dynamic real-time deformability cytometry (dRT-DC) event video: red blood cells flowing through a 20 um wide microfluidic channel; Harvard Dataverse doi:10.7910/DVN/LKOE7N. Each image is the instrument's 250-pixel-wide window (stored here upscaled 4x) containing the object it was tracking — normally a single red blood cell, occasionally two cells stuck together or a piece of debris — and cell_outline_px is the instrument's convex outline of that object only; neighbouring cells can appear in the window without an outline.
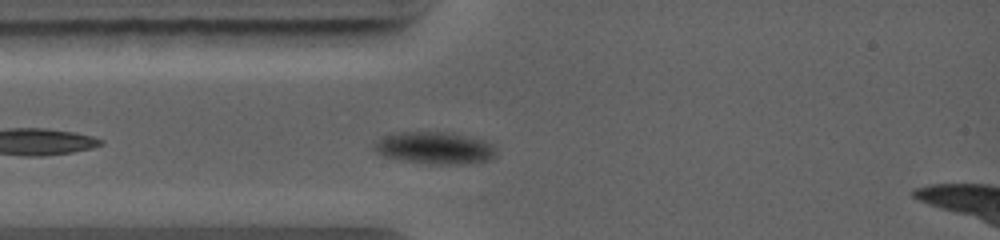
{"species": "common noctule bat (a hibernating species)", "species_latin": "Nyctalus noctula", "temperature_condition": "warm", "stored_images_in_passage": 12, "camera_frame_rate_fps": 5000, "um_per_image_px": 0.085, "animal": {"sex": "female", "body_mass_g": 19.0, "forearm_length_mm": 56.7}, "frame": {"image": 1, "passage_image": 4, "time_ms": 0.6, "image_size_px": [1000, 240], "cell_outline_px": [[496, 156], [488, 160], [468, 164], [436, 164], [408, 160], [384, 156], [376, 152], [372, 148], [372, 144], [396, 132], [452, 132], [484, 140], [492, 144], [496, 148]], "centroid_in_image_um": [37.02, 12.57], "position_along_channel_um": 48.0, "area_um2": 22.66}}
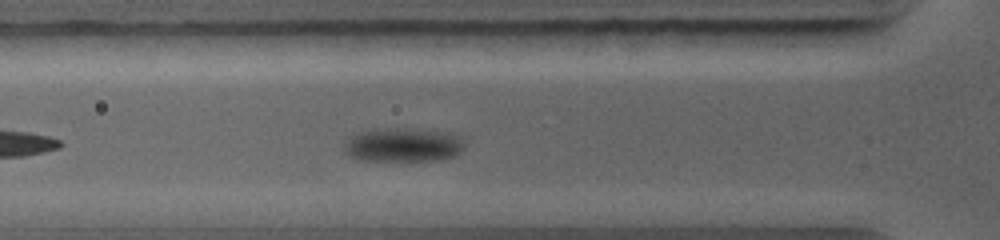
{"frame": {"image": 2, "passage_image": 10, "time_ms": 1.6, "image_size_px": [1000, 240], "cell_outline_px": [[464, 148], [456, 156], [436, 160], [360, 160], [348, 156], [344, 148], [344, 144], [348, 136], [352, 132], [376, 128], [388, 128], [456, 132], [464, 136]], "centroid_in_image_um": [34.27, 12.29], "position_along_channel_um": 91.5, "area_um2": 24.39}}